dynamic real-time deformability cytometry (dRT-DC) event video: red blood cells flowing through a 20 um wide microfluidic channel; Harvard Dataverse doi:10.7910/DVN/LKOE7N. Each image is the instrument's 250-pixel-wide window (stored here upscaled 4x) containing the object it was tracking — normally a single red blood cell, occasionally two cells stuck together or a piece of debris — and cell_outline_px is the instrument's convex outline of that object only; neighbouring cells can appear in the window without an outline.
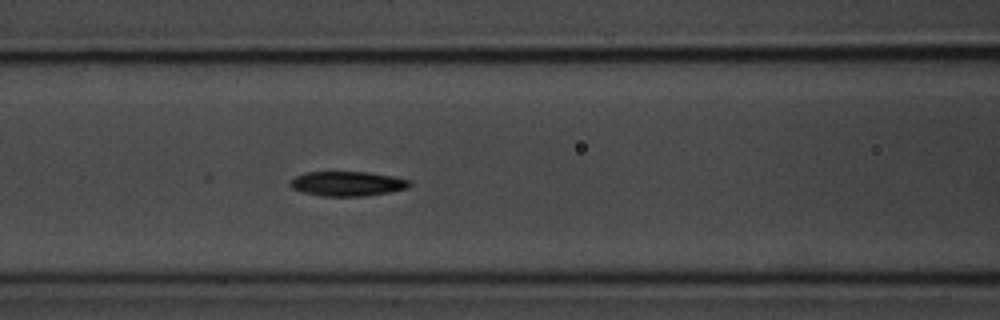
{"species": "common noctule bat (a hibernating species)", "species_latin": "Nyctalus noctula", "temperature_condition": "room temperature", "stored_images_in_passage": 36, "camera_frame_rate_fps": 3000, "um_per_image_px": 0.085, "animal": {"sex": "male", "body_mass_g": 20.1, "forearm_length_mm": 53.5}, "frame": {"image": 1, "passage_image": 16, "time_ms": 5.0, "image_size_px": [1000, 320], "cell_outline_px": [[412, 184], [408, 188], [388, 192], [364, 196], [320, 196], [300, 192], [292, 188], [288, 184], [296, 176], [304, 172], [368, 172], [392, 176], [412, 180]], "centroid_in_image_um": [29.52, 15.61], "position_along_channel_um": 137.1, "area_um2": 17.28}}
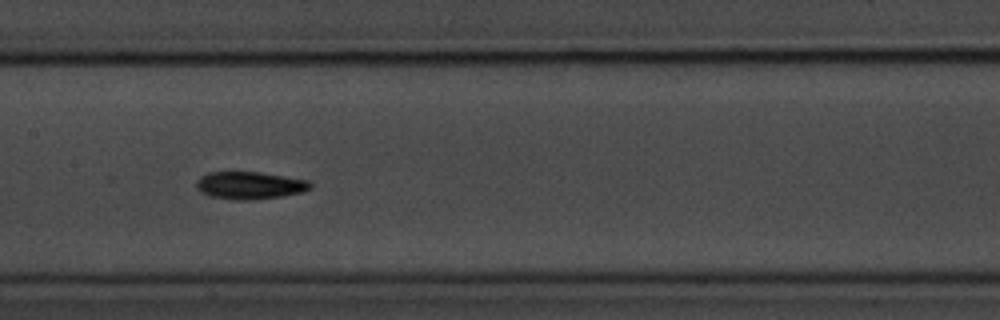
{"frame": {"image": 2, "passage_image": 20, "time_ms": 6.333, "image_size_px": [1000, 320], "cell_outline_px": [[312, 188], [304, 192], [284, 196], [252, 200], [236, 200], [212, 196], [200, 192], [196, 188], [196, 180], [200, 176], [208, 172], [260, 172], [308, 180], [312, 184]], "centroid_in_image_um": [21.24, 15.76], "position_along_channel_um": 186.2, "area_um2": 18.44}, "authors_computed_cell_mechanics": {"area_um2": 17.2822, "velocity_mm_per_s": 3.6813, "shape_relaxation_time_tau1_ms": 2.3021, "shape_relaxation_time_tau2_ms": 3.5683, "deformation_change_tau1": 0.1444, "deformation_change_tau2": 0.1037}}